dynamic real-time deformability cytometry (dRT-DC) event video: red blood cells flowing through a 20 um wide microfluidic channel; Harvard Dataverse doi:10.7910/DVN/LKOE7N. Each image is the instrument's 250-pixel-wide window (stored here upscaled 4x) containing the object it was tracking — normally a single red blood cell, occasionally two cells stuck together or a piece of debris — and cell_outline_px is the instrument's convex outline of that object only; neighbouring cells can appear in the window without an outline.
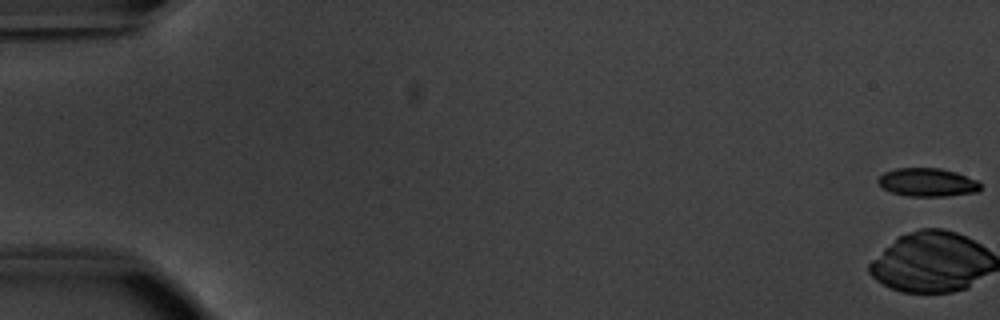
{"species": "common noctule bat (a hibernating species)", "species_latin": "Nyctalus noctula", "temperature_condition": "warm", "stored_images_in_passage": 16, "camera_frame_rate_fps": 3000, "um_per_image_px": 0.085, "animal": {"sex": "male", "body_mass_g": 20.1, "forearm_length_mm": 53.5}, "frame": {"image": 1, "passage_image": 1, "time_ms": 0.0, "image_size_px": [1000, 320], "cell_outline_px": [[980, 192], [948, 196], [908, 196], [892, 192], [884, 188], [876, 180], [884, 172], [896, 168], [940, 168], [956, 172], [976, 180], [980, 184]], "centroid_in_image_um": [78.85, 15.5], "position_along_channel_um": 6.2, "area_um2": 16.88}}